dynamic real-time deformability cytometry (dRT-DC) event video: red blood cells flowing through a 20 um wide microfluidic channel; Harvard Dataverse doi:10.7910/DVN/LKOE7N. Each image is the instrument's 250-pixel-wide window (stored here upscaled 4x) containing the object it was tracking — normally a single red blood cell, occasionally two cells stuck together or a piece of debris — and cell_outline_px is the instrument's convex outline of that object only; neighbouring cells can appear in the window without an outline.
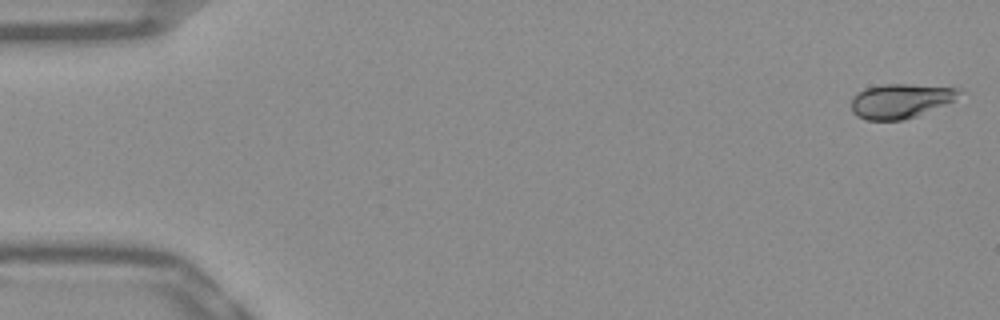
{"species": "Egyptian fruit bat (a non-hibernating species)", "species_latin": "Rousettus aegyptiacus", "temperature_condition": "warm", "stored_images_in_passage": 52, "camera_frame_rate_fps": 3000, "um_per_image_px": 0.085, "frame": {"image": 1, "passage_image": 1, "time_ms": 0.0, "image_size_px": [1000, 320], "cell_outline_px": [[968, 92], [944, 104], [916, 116], [904, 120], [864, 120], [856, 116], [852, 112], [852, 96], [856, 92], [864, 88], [880, 84], [908, 84], [960, 88]], "centroid_in_image_um": [76.53, 8.56], "position_along_channel_um": 8.5, "area_um2": 21.91}}
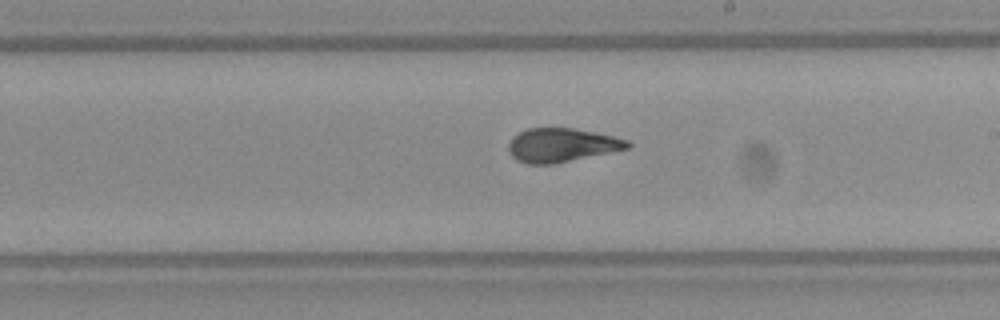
{"frame": {"image": 2, "passage_image": 30, "time_ms": 9.667, "image_size_px": [1000, 320], "cell_outline_px": [[632, 144], [628, 148], [552, 164], [528, 164], [516, 160], [508, 152], [508, 144], [520, 132], [528, 128], [572, 128], [612, 136], [628, 140]], "centroid_in_image_um": [47.71, 12.34], "position_along_channel_um": 241.3, "area_um2": 23.0}}
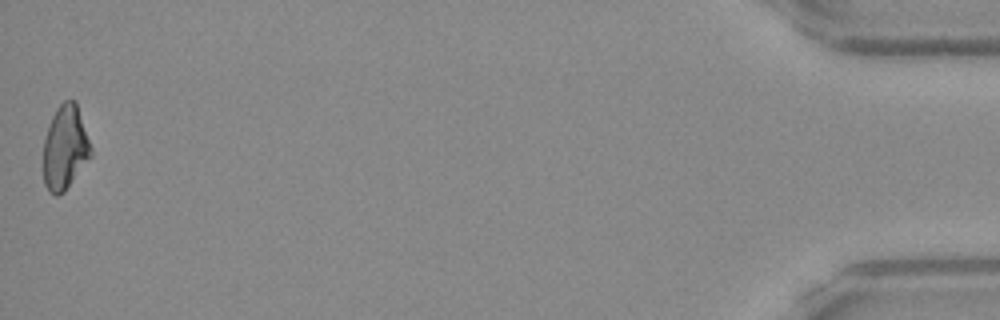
{"frame": {"image": 3, "passage_image": 52, "time_ms": 17.0, "image_size_px": [1000, 320], "cell_outline_px": [[92, 156], [64, 192], [56, 196], [48, 192], [44, 184], [44, 140], [52, 116], [56, 108], [64, 100], [76, 100], [92, 148]], "centroid_in_image_um": [5.54, 12.55], "position_along_channel_um": 429.7, "area_um2": 23.41}, "authors_computed_cell_mechanics": {"area_um2": 23.4957, "velocity_mm_per_s": 3.8655, "shape_relaxation_time_tau1_ms": 5.3305, "shape_relaxation_time_tau2_ms": 0.7441, "deformation_change_tau1": 0.1806, "deformation_change_tau2": 0.051}}